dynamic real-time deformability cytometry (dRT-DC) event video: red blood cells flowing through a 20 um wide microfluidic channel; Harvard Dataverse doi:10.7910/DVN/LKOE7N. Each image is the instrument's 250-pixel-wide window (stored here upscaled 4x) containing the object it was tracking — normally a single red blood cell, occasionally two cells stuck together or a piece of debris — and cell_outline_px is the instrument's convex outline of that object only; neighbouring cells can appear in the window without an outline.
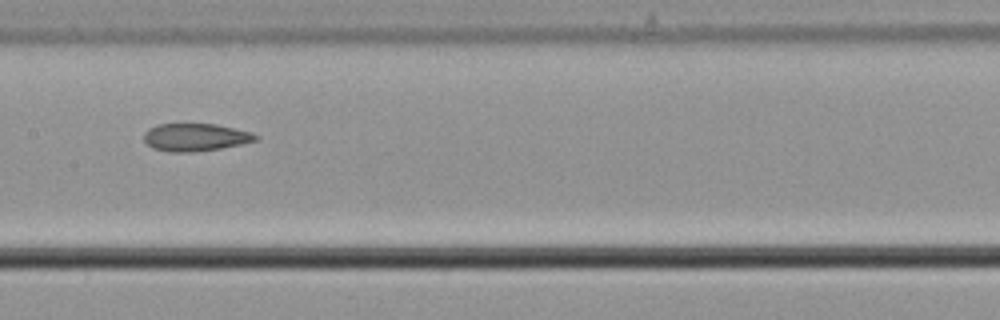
{"species": "common noctule bat (a hibernating species)", "species_latin": "Nyctalus noctula", "temperature_condition": "cold", "stored_images_in_passage": 9, "camera_frame_rate_fps": 3000, "um_per_image_px": 0.085, "animal": {"sex": "male", "body_mass_g": 21.5, "forearm_length_mm": 52.0}, "frame": {"image": 1, "passage_image": 8, "time_ms": 2.333, "image_size_px": [1000, 320], "cell_outline_px": [[260, 140], [220, 148], [192, 152], [168, 152], [152, 148], [144, 140], [144, 132], [148, 128], [156, 124], [216, 124], [252, 132], [260, 136]], "centroid_in_image_um": [16.61, 11.66], "position_along_channel_um": 190.8, "area_um2": 18.15}}
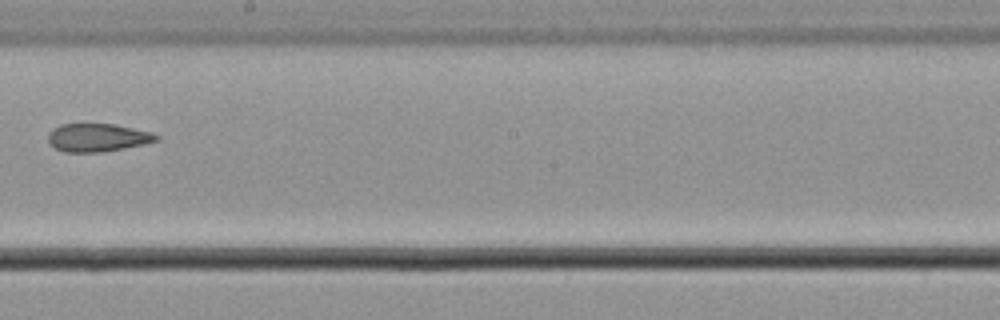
{"frame": {"image": 2, "passage_image": 9, "time_ms": 2.667, "image_size_px": [1000, 320], "cell_outline_px": [[160, 140], [144, 144], [124, 148], [100, 152], [64, 152], [56, 148], [48, 140], [48, 132], [52, 128], [60, 124], [112, 124], [152, 132], [160, 136]], "centroid_in_image_um": [8.3, 11.69], "position_along_channel_um": 239.9, "area_um2": 17.69}}